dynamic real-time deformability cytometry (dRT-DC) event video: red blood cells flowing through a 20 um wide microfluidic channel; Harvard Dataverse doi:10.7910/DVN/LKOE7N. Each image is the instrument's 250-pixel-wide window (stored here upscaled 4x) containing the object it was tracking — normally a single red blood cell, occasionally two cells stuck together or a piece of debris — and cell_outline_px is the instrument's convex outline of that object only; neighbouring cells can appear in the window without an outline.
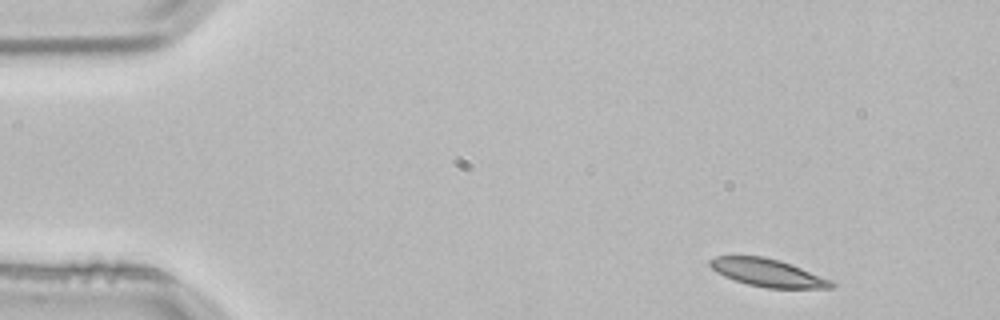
{"species": "common noctule bat (a hibernating species)", "species_latin": "Nyctalus noctula", "temperature_condition": "room temperature", "stored_images_in_passage": 3, "camera_frame_rate_fps": 3000, "um_per_image_px": 0.085, "animal": {"sex": "male", "body_mass_g": 21.5, "forearm_length_mm": 52.0}, "frame": {"image": 1, "passage_image": 1, "time_ms": 0.0, "image_size_px": [1000, 320], "cell_outline_px": [[836, 284], [832, 288], [768, 288], [748, 284], [724, 276], [716, 272], [708, 264], [708, 260], [716, 256], [764, 256], [780, 260], [792, 264], [832, 280]], "centroid_in_image_um": [65.26, 23.17], "position_along_channel_um": 19.7, "area_um2": 19.65}}
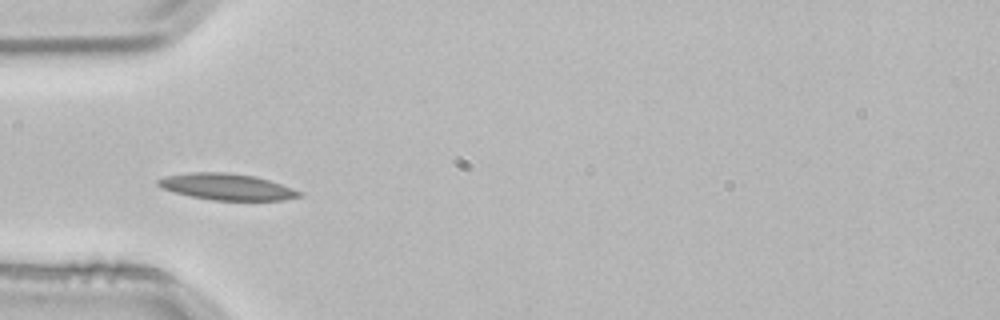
{"frame": {"image": 2, "passage_image": 3, "time_ms": 0.667, "image_size_px": [1000, 320], "cell_outline_px": [[300, 196], [284, 200], [212, 200], [172, 192], [156, 184], [156, 180], [164, 176], [188, 172], [228, 172], [256, 176], [292, 188], [300, 192]], "centroid_in_image_um": [19.22, 15.86], "position_along_channel_um": 65.8, "area_um2": 21.62}}